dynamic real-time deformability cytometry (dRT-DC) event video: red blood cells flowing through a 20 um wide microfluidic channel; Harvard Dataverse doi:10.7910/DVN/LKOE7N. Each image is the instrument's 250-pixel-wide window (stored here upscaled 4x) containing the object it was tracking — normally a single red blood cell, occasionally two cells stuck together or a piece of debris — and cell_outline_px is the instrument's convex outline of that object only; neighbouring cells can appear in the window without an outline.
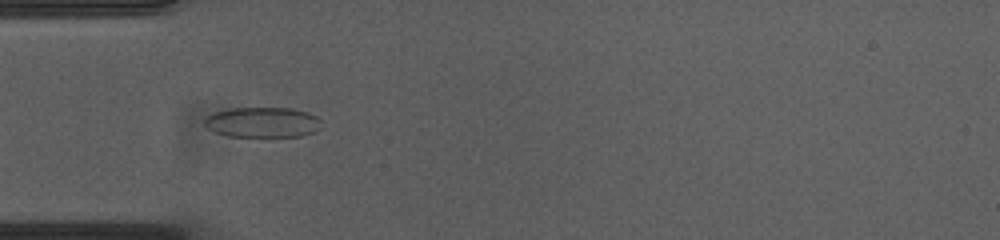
{"species": "common noctule bat (a hibernating species)", "species_latin": "Nyctalus noctula", "temperature_condition": "cold", "stored_images_in_passage": 42, "camera_frame_rate_fps": 3000, "um_per_image_px": 0.085, "animal": {"sex": "female", "body_mass_g": 23.0, "forearm_length_mm": 53.4}, "frame": {"image": 1, "passage_image": 3, "time_ms": 0.667, "image_size_px": [1000, 240], "cell_outline_px": [[320, 128], [312, 132], [300, 136], [228, 136], [216, 132], [208, 128], [204, 124], [204, 116], [216, 112], [232, 108], [292, 108], [308, 112], [316, 116], [320, 120]], "centroid_in_image_um": [22.3, 10.38], "position_along_channel_um": 62.7, "area_um2": 20.52}}
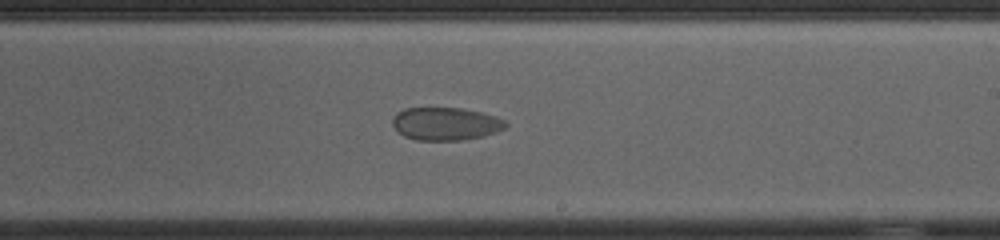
{"frame": {"image": 2, "passage_image": 19, "time_ms": 6.0, "image_size_px": [1000, 240], "cell_outline_px": [[508, 124], [504, 128], [496, 132], [484, 136], [460, 140], [416, 140], [404, 136], [392, 124], [392, 120], [396, 112], [404, 108], [460, 108], [480, 112], [496, 116], [504, 120]], "centroid_in_image_um": [37.88, 10.52], "position_along_channel_um": 251.1, "area_um2": 21.62}}
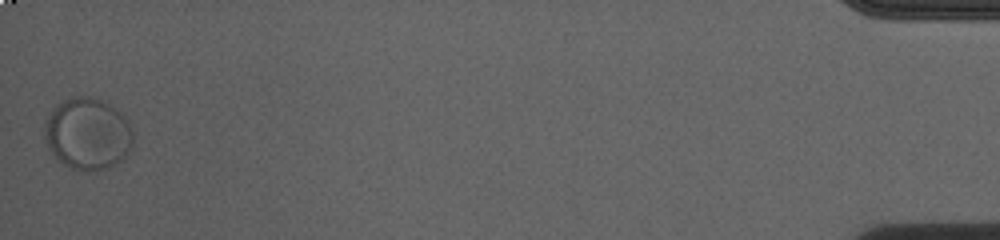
{"frame": {"image": 3, "passage_image": 42, "time_ms": 13.667, "image_size_px": [1000, 240], "cell_outline_px": [[132, 144], [128, 152], [120, 160], [104, 168], [92, 172], [72, 168], [64, 164], [48, 148], [44, 140], [44, 120], [48, 112], [56, 104], [72, 96], [92, 96], [104, 100], [120, 112], [128, 120], [132, 132]], "centroid_in_image_um": [7.41, 11.32], "position_along_channel_um": 427.8, "area_um2": 37.22}, "authors_computed_cell_mechanics": {"area_um2": 21.8773, "velocity_mm_per_s": 3.5627, "shape_relaxation_time_tau1_ms": 6.3255, "shape_relaxation_time_tau2_ms": 0.9453, "deformation_change_tau1": 0.0693, "deformation_change_tau2": 0.0398}}